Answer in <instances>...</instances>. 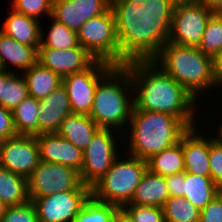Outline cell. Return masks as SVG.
<instances>
[{
	"mask_svg": "<svg viewBox=\"0 0 222 222\" xmlns=\"http://www.w3.org/2000/svg\"><path fill=\"white\" fill-rule=\"evenodd\" d=\"M177 0H112L119 65L151 60L168 42Z\"/></svg>",
	"mask_w": 222,
	"mask_h": 222,
	"instance_id": "obj_1",
	"label": "cell"
},
{
	"mask_svg": "<svg viewBox=\"0 0 222 222\" xmlns=\"http://www.w3.org/2000/svg\"><path fill=\"white\" fill-rule=\"evenodd\" d=\"M133 85L134 108L164 112L180 118L189 128L197 126L195 99L181 84L152 60H132L124 65Z\"/></svg>",
	"mask_w": 222,
	"mask_h": 222,
	"instance_id": "obj_2",
	"label": "cell"
},
{
	"mask_svg": "<svg viewBox=\"0 0 222 222\" xmlns=\"http://www.w3.org/2000/svg\"><path fill=\"white\" fill-rule=\"evenodd\" d=\"M127 154L148 160L154 154L177 144L189 127L178 117L164 112L133 107L128 123ZM129 152V153H128Z\"/></svg>",
	"mask_w": 222,
	"mask_h": 222,
	"instance_id": "obj_3",
	"label": "cell"
},
{
	"mask_svg": "<svg viewBox=\"0 0 222 222\" xmlns=\"http://www.w3.org/2000/svg\"><path fill=\"white\" fill-rule=\"evenodd\" d=\"M132 95L133 85L128 69L124 65H115L98 82L89 116L99 128L119 133V129L124 130L129 123L134 107Z\"/></svg>",
	"mask_w": 222,
	"mask_h": 222,
	"instance_id": "obj_4",
	"label": "cell"
},
{
	"mask_svg": "<svg viewBox=\"0 0 222 222\" xmlns=\"http://www.w3.org/2000/svg\"><path fill=\"white\" fill-rule=\"evenodd\" d=\"M151 60L197 100L204 95L205 89L217 86L212 73V58L198 47L168 41Z\"/></svg>",
	"mask_w": 222,
	"mask_h": 222,
	"instance_id": "obj_5",
	"label": "cell"
},
{
	"mask_svg": "<svg viewBox=\"0 0 222 222\" xmlns=\"http://www.w3.org/2000/svg\"><path fill=\"white\" fill-rule=\"evenodd\" d=\"M124 154L128 158L122 159V154L119 155L106 174L91 187L94 199L120 208L131 201L142 176L148 170L146 160Z\"/></svg>",
	"mask_w": 222,
	"mask_h": 222,
	"instance_id": "obj_6",
	"label": "cell"
},
{
	"mask_svg": "<svg viewBox=\"0 0 222 222\" xmlns=\"http://www.w3.org/2000/svg\"><path fill=\"white\" fill-rule=\"evenodd\" d=\"M77 39L95 59L119 65V42L111 8L86 21L77 31Z\"/></svg>",
	"mask_w": 222,
	"mask_h": 222,
	"instance_id": "obj_7",
	"label": "cell"
},
{
	"mask_svg": "<svg viewBox=\"0 0 222 222\" xmlns=\"http://www.w3.org/2000/svg\"><path fill=\"white\" fill-rule=\"evenodd\" d=\"M212 11L196 0H177L173 10L169 42L198 47Z\"/></svg>",
	"mask_w": 222,
	"mask_h": 222,
	"instance_id": "obj_8",
	"label": "cell"
},
{
	"mask_svg": "<svg viewBox=\"0 0 222 222\" xmlns=\"http://www.w3.org/2000/svg\"><path fill=\"white\" fill-rule=\"evenodd\" d=\"M114 131L100 128L83 152V166L79 173L82 183L90 188L106 174L121 154L117 144L119 139L115 138L118 134L113 136Z\"/></svg>",
	"mask_w": 222,
	"mask_h": 222,
	"instance_id": "obj_9",
	"label": "cell"
},
{
	"mask_svg": "<svg viewBox=\"0 0 222 222\" xmlns=\"http://www.w3.org/2000/svg\"><path fill=\"white\" fill-rule=\"evenodd\" d=\"M30 201L35 198L76 190L81 184L80 173L76 169L57 163L40 161L27 178Z\"/></svg>",
	"mask_w": 222,
	"mask_h": 222,
	"instance_id": "obj_10",
	"label": "cell"
},
{
	"mask_svg": "<svg viewBox=\"0 0 222 222\" xmlns=\"http://www.w3.org/2000/svg\"><path fill=\"white\" fill-rule=\"evenodd\" d=\"M114 66L96 59L87 69L62 77L73 114L90 115L98 82Z\"/></svg>",
	"mask_w": 222,
	"mask_h": 222,
	"instance_id": "obj_11",
	"label": "cell"
},
{
	"mask_svg": "<svg viewBox=\"0 0 222 222\" xmlns=\"http://www.w3.org/2000/svg\"><path fill=\"white\" fill-rule=\"evenodd\" d=\"M91 196V188L81 184L76 190L35 198L39 222H73L85 202Z\"/></svg>",
	"mask_w": 222,
	"mask_h": 222,
	"instance_id": "obj_12",
	"label": "cell"
},
{
	"mask_svg": "<svg viewBox=\"0 0 222 222\" xmlns=\"http://www.w3.org/2000/svg\"><path fill=\"white\" fill-rule=\"evenodd\" d=\"M36 136L16 135L0 141V166L28 178L40 162Z\"/></svg>",
	"mask_w": 222,
	"mask_h": 222,
	"instance_id": "obj_13",
	"label": "cell"
},
{
	"mask_svg": "<svg viewBox=\"0 0 222 222\" xmlns=\"http://www.w3.org/2000/svg\"><path fill=\"white\" fill-rule=\"evenodd\" d=\"M110 8V0H53L51 18L77 32L86 21Z\"/></svg>",
	"mask_w": 222,
	"mask_h": 222,
	"instance_id": "obj_14",
	"label": "cell"
},
{
	"mask_svg": "<svg viewBox=\"0 0 222 222\" xmlns=\"http://www.w3.org/2000/svg\"><path fill=\"white\" fill-rule=\"evenodd\" d=\"M96 59L80 44L66 50L39 47L38 62L61 77L87 69Z\"/></svg>",
	"mask_w": 222,
	"mask_h": 222,
	"instance_id": "obj_15",
	"label": "cell"
},
{
	"mask_svg": "<svg viewBox=\"0 0 222 222\" xmlns=\"http://www.w3.org/2000/svg\"><path fill=\"white\" fill-rule=\"evenodd\" d=\"M40 160L70 166L81 171L84 153L77 146L58 133H44L36 136Z\"/></svg>",
	"mask_w": 222,
	"mask_h": 222,
	"instance_id": "obj_16",
	"label": "cell"
},
{
	"mask_svg": "<svg viewBox=\"0 0 222 222\" xmlns=\"http://www.w3.org/2000/svg\"><path fill=\"white\" fill-rule=\"evenodd\" d=\"M197 126L189 128L182 135V149L184 152V171L204 177H210V137H204L196 129Z\"/></svg>",
	"mask_w": 222,
	"mask_h": 222,
	"instance_id": "obj_17",
	"label": "cell"
},
{
	"mask_svg": "<svg viewBox=\"0 0 222 222\" xmlns=\"http://www.w3.org/2000/svg\"><path fill=\"white\" fill-rule=\"evenodd\" d=\"M72 114L66 88L60 85L46 98L39 100L38 135L57 133L62 121Z\"/></svg>",
	"mask_w": 222,
	"mask_h": 222,
	"instance_id": "obj_18",
	"label": "cell"
},
{
	"mask_svg": "<svg viewBox=\"0 0 222 222\" xmlns=\"http://www.w3.org/2000/svg\"><path fill=\"white\" fill-rule=\"evenodd\" d=\"M38 48L22 44L0 30V64L5 71L13 73L12 68H6L8 64L17 71L28 70L38 62Z\"/></svg>",
	"mask_w": 222,
	"mask_h": 222,
	"instance_id": "obj_19",
	"label": "cell"
},
{
	"mask_svg": "<svg viewBox=\"0 0 222 222\" xmlns=\"http://www.w3.org/2000/svg\"><path fill=\"white\" fill-rule=\"evenodd\" d=\"M10 11L11 13L4 20L0 30L22 44L40 46L41 32L43 31L40 21L19 13L12 8Z\"/></svg>",
	"mask_w": 222,
	"mask_h": 222,
	"instance_id": "obj_20",
	"label": "cell"
},
{
	"mask_svg": "<svg viewBox=\"0 0 222 222\" xmlns=\"http://www.w3.org/2000/svg\"><path fill=\"white\" fill-rule=\"evenodd\" d=\"M99 129L89 115L72 113L65 117L57 133L84 152Z\"/></svg>",
	"mask_w": 222,
	"mask_h": 222,
	"instance_id": "obj_21",
	"label": "cell"
},
{
	"mask_svg": "<svg viewBox=\"0 0 222 222\" xmlns=\"http://www.w3.org/2000/svg\"><path fill=\"white\" fill-rule=\"evenodd\" d=\"M168 198L165 177L147 170L129 203L162 208Z\"/></svg>",
	"mask_w": 222,
	"mask_h": 222,
	"instance_id": "obj_22",
	"label": "cell"
},
{
	"mask_svg": "<svg viewBox=\"0 0 222 222\" xmlns=\"http://www.w3.org/2000/svg\"><path fill=\"white\" fill-rule=\"evenodd\" d=\"M22 74L27 83L28 95L37 100L46 98L62 85V77L39 62Z\"/></svg>",
	"mask_w": 222,
	"mask_h": 222,
	"instance_id": "obj_23",
	"label": "cell"
},
{
	"mask_svg": "<svg viewBox=\"0 0 222 222\" xmlns=\"http://www.w3.org/2000/svg\"><path fill=\"white\" fill-rule=\"evenodd\" d=\"M222 190L211 177L186 173L183 182V197L200 211L203 210Z\"/></svg>",
	"mask_w": 222,
	"mask_h": 222,
	"instance_id": "obj_24",
	"label": "cell"
},
{
	"mask_svg": "<svg viewBox=\"0 0 222 222\" xmlns=\"http://www.w3.org/2000/svg\"><path fill=\"white\" fill-rule=\"evenodd\" d=\"M0 200L6 206L22 205L30 201L27 178L0 166Z\"/></svg>",
	"mask_w": 222,
	"mask_h": 222,
	"instance_id": "obj_25",
	"label": "cell"
},
{
	"mask_svg": "<svg viewBox=\"0 0 222 222\" xmlns=\"http://www.w3.org/2000/svg\"><path fill=\"white\" fill-rule=\"evenodd\" d=\"M146 161L148 171L164 177L183 172L185 164L182 137L177 144L154 154Z\"/></svg>",
	"mask_w": 222,
	"mask_h": 222,
	"instance_id": "obj_26",
	"label": "cell"
},
{
	"mask_svg": "<svg viewBox=\"0 0 222 222\" xmlns=\"http://www.w3.org/2000/svg\"><path fill=\"white\" fill-rule=\"evenodd\" d=\"M39 100L27 96L12 110L17 135H38Z\"/></svg>",
	"mask_w": 222,
	"mask_h": 222,
	"instance_id": "obj_27",
	"label": "cell"
},
{
	"mask_svg": "<svg viewBox=\"0 0 222 222\" xmlns=\"http://www.w3.org/2000/svg\"><path fill=\"white\" fill-rule=\"evenodd\" d=\"M119 216V206L98 201L90 196L73 222H116Z\"/></svg>",
	"mask_w": 222,
	"mask_h": 222,
	"instance_id": "obj_28",
	"label": "cell"
},
{
	"mask_svg": "<svg viewBox=\"0 0 222 222\" xmlns=\"http://www.w3.org/2000/svg\"><path fill=\"white\" fill-rule=\"evenodd\" d=\"M28 95V88L22 73H11L1 85L0 105L6 109L13 110Z\"/></svg>",
	"mask_w": 222,
	"mask_h": 222,
	"instance_id": "obj_29",
	"label": "cell"
},
{
	"mask_svg": "<svg viewBox=\"0 0 222 222\" xmlns=\"http://www.w3.org/2000/svg\"><path fill=\"white\" fill-rule=\"evenodd\" d=\"M165 222H199L201 211L184 197H169L162 206Z\"/></svg>",
	"mask_w": 222,
	"mask_h": 222,
	"instance_id": "obj_30",
	"label": "cell"
},
{
	"mask_svg": "<svg viewBox=\"0 0 222 222\" xmlns=\"http://www.w3.org/2000/svg\"><path fill=\"white\" fill-rule=\"evenodd\" d=\"M52 19L53 23L50 24L48 35L44 37V33L41 32V44L39 47L56 50H66L76 47L79 44L77 32L70 30L65 24L59 23L54 18Z\"/></svg>",
	"mask_w": 222,
	"mask_h": 222,
	"instance_id": "obj_31",
	"label": "cell"
},
{
	"mask_svg": "<svg viewBox=\"0 0 222 222\" xmlns=\"http://www.w3.org/2000/svg\"><path fill=\"white\" fill-rule=\"evenodd\" d=\"M198 49L211 58L222 50V13L210 16Z\"/></svg>",
	"mask_w": 222,
	"mask_h": 222,
	"instance_id": "obj_32",
	"label": "cell"
},
{
	"mask_svg": "<svg viewBox=\"0 0 222 222\" xmlns=\"http://www.w3.org/2000/svg\"><path fill=\"white\" fill-rule=\"evenodd\" d=\"M120 215L127 222H165L161 207L126 203L120 208Z\"/></svg>",
	"mask_w": 222,
	"mask_h": 222,
	"instance_id": "obj_33",
	"label": "cell"
},
{
	"mask_svg": "<svg viewBox=\"0 0 222 222\" xmlns=\"http://www.w3.org/2000/svg\"><path fill=\"white\" fill-rule=\"evenodd\" d=\"M11 5L15 11L37 20L42 15L52 16L53 0H13Z\"/></svg>",
	"mask_w": 222,
	"mask_h": 222,
	"instance_id": "obj_34",
	"label": "cell"
},
{
	"mask_svg": "<svg viewBox=\"0 0 222 222\" xmlns=\"http://www.w3.org/2000/svg\"><path fill=\"white\" fill-rule=\"evenodd\" d=\"M0 222H39L35 205L32 201L17 206H7Z\"/></svg>",
	"mask_w": 222,
	"mask_h": 222,
	"instance_id": "obj_35",
	"label": "cell"
},
{
	"mask_svg": "<svg viewBox=\"0 0 222 222\" xmlns=\"http://www.w3.org/2000/svg\"><path fill=\"white\" fill-rule=\"evenodd\" d=\"M210 177L213 182L222 190V144L210 136Z\"/></svg>",
	"mask_w": 222,
	"mask_h": 222,
	"instance_id": "obj_36",
	"label": "cell"
},
{
	"mask_svg": "<svg viewBox=\"0 0 222 222\" xmlns=\"http://www.w3.org/2000/svg\"><path fill=\"white\" fill-rule=\"evenodd\" d=\"M199 222H222V192L201 210Z\"/></svg>",
	"mask_w": 222,
	"mask_h": 222,
	"instance_id": "obj_37",
	"label": "cell"
},
{
	"mask_svg": "<svg viewBox=\"0 0 222 222\" xmlns=\"http://www.w3.org/2000/svg\"><path fill=\"white\" fill-rule=\"evenodd\" d=\"M12 110L0 105V141L16 136Z\"/></svg>",
	"mask_w": 222,
	"mask_h": 222,
	"instance_id": "obj_38",
	"label": "cell"
},
{
	"mask_svg": "<svg viewBox=\"0 0 222 222\" xmlns=\"http://www.w3.org/2000/svg\"><path fill=\"white\" fill-rule=\"evenodd\" d=\"M165 180L169 190V197H183V182L186 180L185 171L166 176Z\"/></svg>",
	"mask_w": 222,
	"mask_h": 222,
	"instance_id": "obj_39",
	"label": "cell"
},
{
	"mask_svg": "<svg viewBox=\"0 0 222 222\" xmlns=\"http://www.w3.org/2000/svg\"><path fill=\"white\" fill-rule=\"evenodd\" d=\"M212 73L216 85L222 86V50L212 58Z\"/></svg>",
	"mask_w": 222,
	"mask_h": 222,
	"instance_id": "obj_40",
	"label": "cell"
},
{
	"mask_svg": "<svg viewBox=\"0 0 222 222\" xmlns=\"http://www.w3.org/2000/svg\"><path fill=\"white\" fill-rule=\"evenodd\" d=\"M213 13H222V0H196Z\"/></svg>",
	"mask_w": 222,
	"mask_h": 222,
	"instance_id": "obj_41",
	"label": "cell"
},
{
	"mask_svg": "<svg viewBox=\"0 0 222 222\" xmlns=\"http://www.w3.org/2000/svg\"><path fill=\"white\" fill-rule=\"evenodd\" d=\"M11 73L8 72L7 70H2L0 71V90H1V85L4 83L5 79L10 75Z\"/></svg>",
	"mask_w": 222,
	"mask_h": 222,
	"instance_id": "obj_42",
	"label": "cell"
},
{
	"mask_svg": "<svg viewBox=\"0 0 222 222\" xmlns=\"http://www.w3.org/2000/svg\"><path fill=\"white\" fill-rule=\"evenodd\" d=\"M214 134H217V136L214 137L222 144V123L220 124V127L218 126L217 132Z\"/></svg>",
	"mask_w": 222,
	"mask_h": 222,
	"instance_id": "obj_43",
	"label": "cell"
},
{
	"mask_svg": "<svg viewBox=\"0 0 222 222\" xmlns=\"http://www.w3.org/2000/svg\"><path fill=\"white\" fill-rule=\"evenodd\" d=\"M6 207L7 206L0 200V219L2 218V215L4 214Z\"/></svg>",
	"mask_w": 222,
	"mask_h": 222,
	"instance_id": "obj_44",
	"label": "cell"
},
{
	"mask_svg": "<svg viewBox=\"0 0 222 222\" xmlns=\"http://www.w3.org/2000/svg\"><path fill=\"white\" fill-rule=\"evenodd\" d=\"M116 222H127L121 215L116 219Z\"/></svg>",
	"mask_w": 222,
	"mask_h": 222,
	"instance_id": "obj_45",
	"label": "cell"
}]
</instances>
